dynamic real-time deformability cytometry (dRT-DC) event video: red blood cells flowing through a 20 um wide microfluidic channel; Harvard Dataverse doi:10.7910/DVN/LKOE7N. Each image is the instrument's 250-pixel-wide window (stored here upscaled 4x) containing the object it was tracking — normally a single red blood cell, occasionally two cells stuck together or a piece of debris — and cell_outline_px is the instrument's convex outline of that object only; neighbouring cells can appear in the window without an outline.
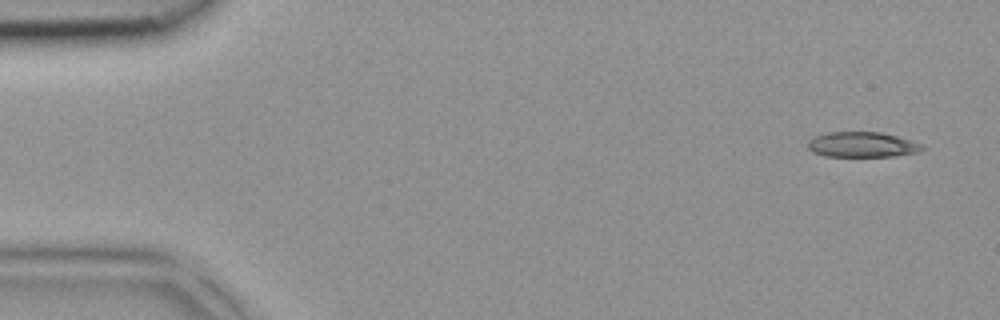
{"species": "common noctule bat (a hibernating species)", "species_latin": "Nyctalus noctula", "temperature_condition": "room temperature", "stored_images_in_passage": 5, "camera_frame_rate_fps": 3000, "um_per_image_px": 0.085, "animal": {"sex": "female", "body_mass_g": 18.4}, "frame": {"image": 1, "passage_image": 1, "time_ms": 0.0, "image_size_px": [1000, 320], "cell_outline_px": [[924, 148], [920, 152], [892, 156], [824, 156], [812, 152], [808, 148], [808, 140], [812, 136], [828, 132], [884, 132], [924, 144]], "centroid_in_image_um": [73.28, 12.28], "position_along_channel_um": 11.7, "area_um2": 17.05}}